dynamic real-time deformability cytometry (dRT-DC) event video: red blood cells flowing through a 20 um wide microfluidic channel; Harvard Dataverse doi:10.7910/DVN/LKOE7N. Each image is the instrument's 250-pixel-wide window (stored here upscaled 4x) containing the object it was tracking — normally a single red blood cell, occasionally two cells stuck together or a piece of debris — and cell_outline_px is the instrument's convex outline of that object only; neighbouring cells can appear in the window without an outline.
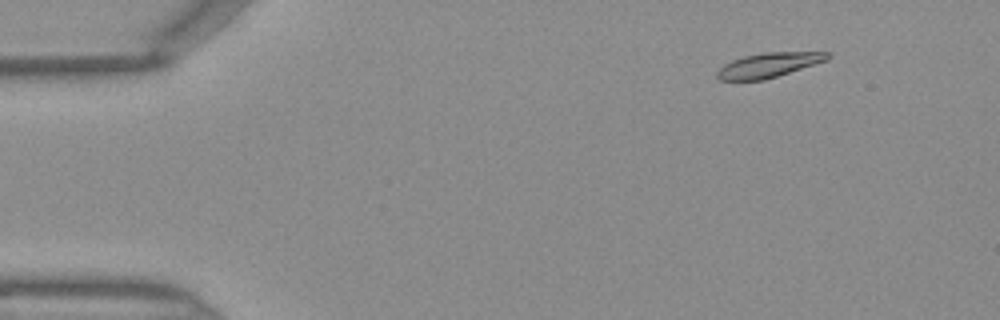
{"species": "Egyptian fruit bat (a non-hibernating species)", "species_latin": "Rousettus aegyptiacus", "temperature_condition": "warm", "stored_images_in_passage": 42, "camera_frame_rate_fps": 3000, "um_per_image_px": 0.085, "frame": {"image": 1, "passage_image": 1, "time_ms": 0.0, "image_size_px": [1000, 320], "cell_outline_px": [[832, 56], [828, 60], [764, 80], [720, 80], [716, 76], [716, 72], [724, 64], [732, 60], [744, 56], [764, 52], [832, 52]], "centroid_in_image_um": [65.36, 5.52], "position_along_channel_um": 19.6, "area_um2": 15.84}}
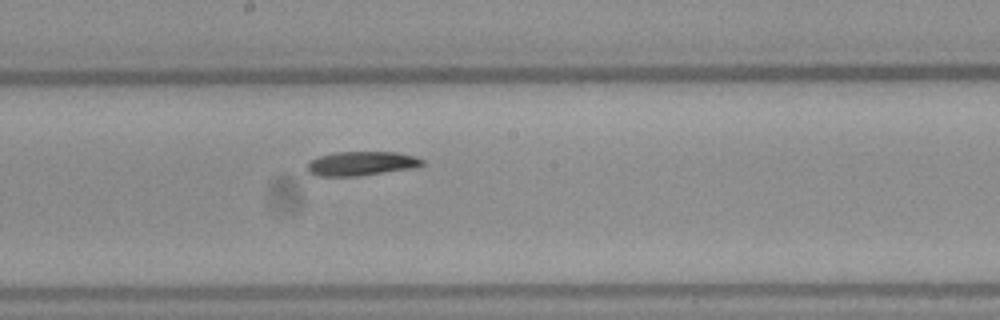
{"frame": {"image": 2, "passage_image": 21, "time_ms": 6.667, "image_size_px": [1000, 320], "cell_outline_px": [[424, 164], [416, 168], [356, 176], [316, 176], [308, 172], [308, 164], [312, 160], [320, 156], [336, 152], [396, 152], [416, 156], [424, 160]], "centroid_in_image_um": [30.77, 13.9], "position_along_channel_um": 217.4, "area_um2": 16.18}}
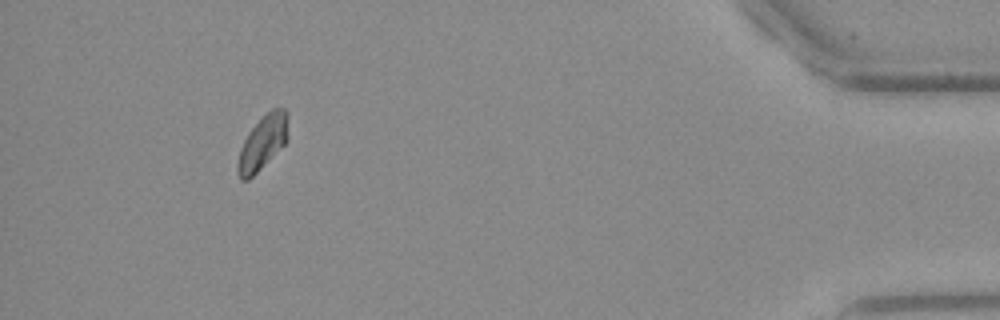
{"frame": {"image": 3, "passage_image": 39, "time_ms": 12.667, "image_size_px": [1000, 320], "cell_outline_px": [[288, 140], [248, 180], [240, 180], [236, 172], [236, 164], [240, 148], [248, 132], [272, 108], [284, 108], [288, 112]], "centroid_in_image_um": [22.31, 12.12], "position_along_channel_um": 412.9, "area_um2": 15.78}}